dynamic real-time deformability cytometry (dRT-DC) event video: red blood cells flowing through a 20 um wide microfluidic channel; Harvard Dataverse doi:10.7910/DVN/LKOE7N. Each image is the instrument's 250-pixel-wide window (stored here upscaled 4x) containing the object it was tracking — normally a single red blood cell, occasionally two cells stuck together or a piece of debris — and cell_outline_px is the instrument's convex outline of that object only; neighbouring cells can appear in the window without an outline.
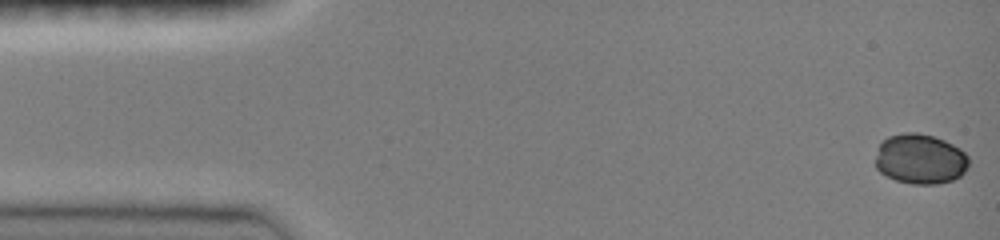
{"species": "common noctule bat (a hibernating species)", "species_latin": "Nyctalus noctula", "temperature_condition": "room temperature", "stored_images_in_passage": 17, "camera_frame_rate_fps": 3000, "um_per_image_px": 0.085, "animal": {"sex": "female", "body_mass_g": 19.0, "forearm_length_mm": 51.5}, "frame": {"image": 1, "passage_image": 1, "time_ms": 0.0, "image_size_px": [1000, 240], "cell_outline_px": [[968, 168], [960, 176], [952, 180], [936, 184], [912, 184], [896, 180], [880, 172], [876, 168], [876, 156], [880, 144], [888, 136], [904, 132], [916, 132], [932, 136], [944, 140], [960, 148], [968, 156]], "centroid_in_image_um": [78.23, 13.51], "position_along_channel_um": 6.8, "area_um2": 27.22}}
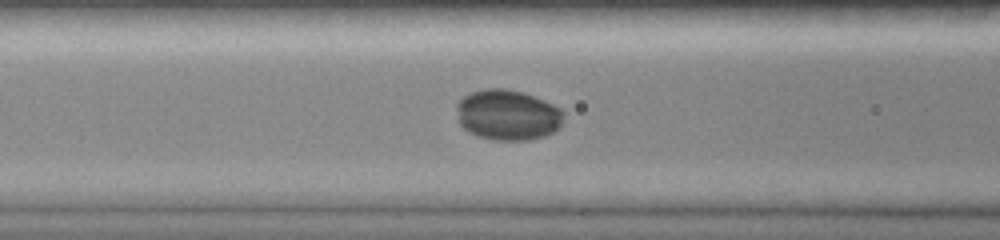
{"frame": {"image": 2, "passage_image": 14, "time_ms": 6.0, "image_size_px": [1000, 240], "cell_outline_px": [[564, 112], [560, 128], [544, 136], [532, 140], [496, 140], [480, 136], [468, 132], [460, 124], [456, 108], [456, 104], [464, 96], [472, 92], [484, 88], [508, 88], [524, 92], [552, 104], [560, 108]], "centroid_in_image_um": [43.16, 9.76], "position_along_channel_um": 123.4, "area_um2": 31.62}}
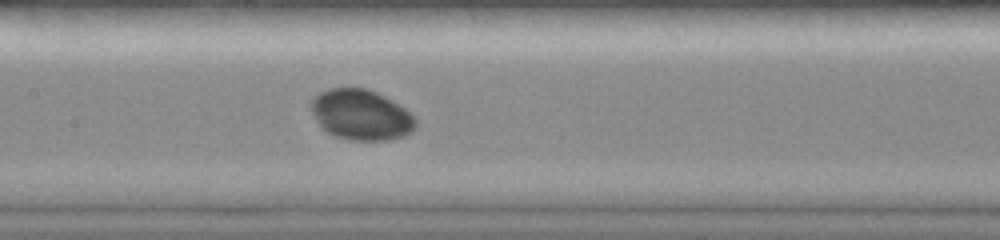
{"frame": {"image": 3, "passage_image": 17, "time_ms": 7.333, "image_size_px": [1000, 240], "cell_outline_px": [[416, 128], [412, 132], [404, 136], [388, 140], [348, 140], [336, 136], [328, 132], [316, 120], [308, 104], [320, 92], [328, 88], [364, 88], [376, 92], [392, 100], [404, 108], [416, 120]], "centroid_in_image_um": [30.69, 9.76], "position_along_channel_um": 176.7, "area_um2": 30.63}}